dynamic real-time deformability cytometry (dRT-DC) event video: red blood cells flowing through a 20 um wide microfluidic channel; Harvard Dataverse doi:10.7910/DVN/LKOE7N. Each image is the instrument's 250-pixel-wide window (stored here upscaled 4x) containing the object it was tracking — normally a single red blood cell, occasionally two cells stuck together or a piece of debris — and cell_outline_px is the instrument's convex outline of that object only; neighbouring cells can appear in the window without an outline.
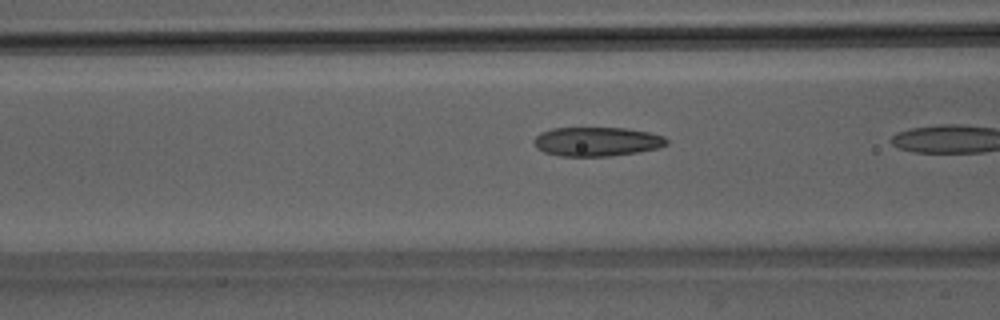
{"species": "Egyptian fruit bat (a non-hibernating species)", "species_latin": "Rousettus aegyptiacus", "temperature_condition": "room temperature", "stored_images_in_passage": 10, "camera_frame_rate_fps": 3000, "um_per_image_px": 0.085, "animal": {"sex": "male"}, "frame": {"image": 1, "passage_image": 9, "time_ms": 2.667, "image_size_px": [1000, 320], "cell_outline_px": [[668, 144], [660, 148], [612, 156], [560, 156], [544, 152], [536, 148], [532, 140], [540, 132], [552, 128], [624, 128], [648, 132], [664, 136], [668, 140]], "centroid_in_image_um": [50.72, 12.04], "position_along_channel_um": 115.9, "area_um2": 22.66}}